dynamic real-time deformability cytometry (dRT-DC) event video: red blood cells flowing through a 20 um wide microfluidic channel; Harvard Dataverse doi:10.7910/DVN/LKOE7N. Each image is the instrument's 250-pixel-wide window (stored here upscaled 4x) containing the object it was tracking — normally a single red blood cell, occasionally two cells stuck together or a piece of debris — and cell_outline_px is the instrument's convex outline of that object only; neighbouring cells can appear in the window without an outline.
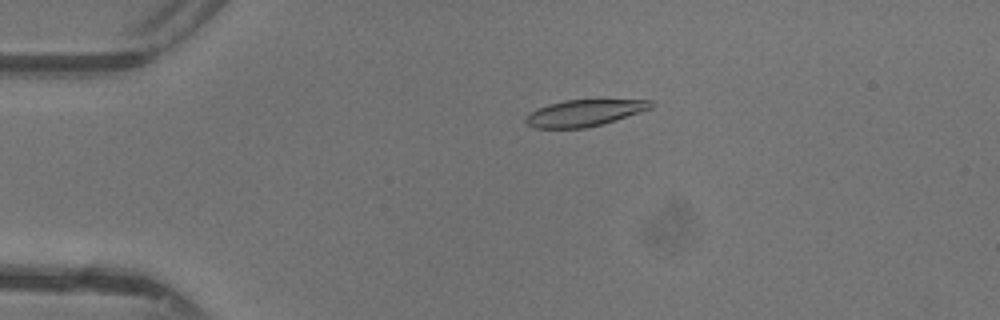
{"species": "common noctule bat (a hibernating species)", "species_latin": "Nyctalus noctula", "temperature_condition": "warm", "stored_images_in_passage": 48, "camera_frame_rate_fps": 3000, "um_per_image_px": 0.085, "animal": {"sex": "female"}, "frame": {"image": 1, "passage_image": 11, "time_ms": 3.333, "image_size_px": [1000, 320], "cell_outline_px": [[656, 104], [652, 108], [604, 124], [584, 128], [536, 128], [528, 124], [524, 120], [536, 108], [548, 104], [564, 100], [600, 96], [652, 100]], "centroid_in_image_um": [49.81, 9.52], "position_along_channel_um": 35.2, "area_um2": 20.58}}
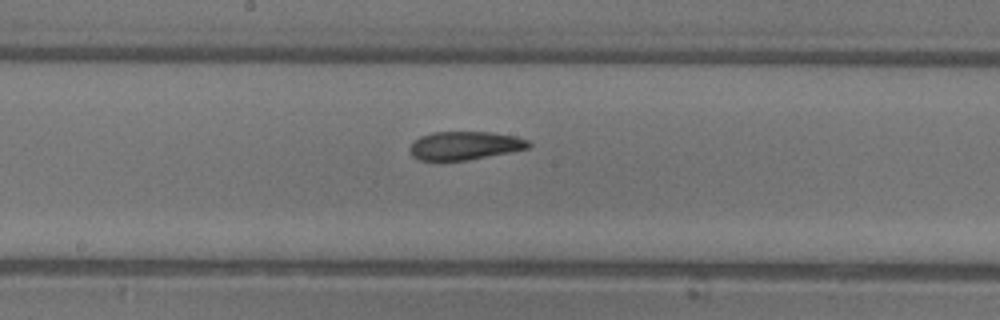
{"frame": {"image": 2, "passage_image": 26, "time_ms": 8.333, "image_size_px": [1000, 320], "cell_outline_px": [[532, 144], [528, 148], [512, 152], [468, 160], [420, 160], [412, 156], [408, 152], [408, 148], [412, 140], [420, 136], [432, 132], [488, 132], [516, 136], [528, 140]], "centroid_in_image_um": [39.47, 12.37], "position_along_channel_um": 208.7, "area_um2": 19.88}}
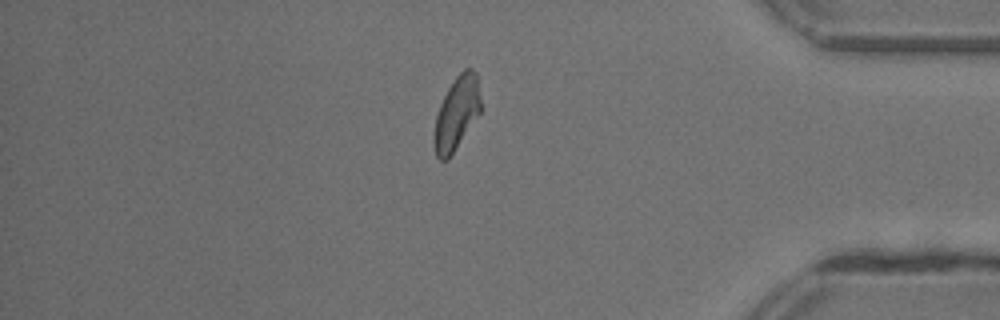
{"frame": {"image": 3, "passage_image": 41, "time_ms": 13.333, "image_size_px": [1000, 320], "cell_outline_px": [[480, 112], [448, 160], [440, 160], [436, 156], [432, 140], [432, 136], [436, 116], [440, 104], [448, 88], [456, 76], [464, 68], [472, 68], [476, 72], [480, 100]], "centroid_in_image_um": [38.78, 9.64], "position_along_channel_um": 396.4, "area_um2": 19.83}, "authors_computed_cell_mechanics": {"area_um2": 20.0566, "velocity_mm_per_s": 4.3736, "shape_relaxation_time_tau1_ms": 3.3194, "shape_relaxation_time_tau2_ms": 1.3852, "deformation_change_tau1": 0.1449, "deformation_change_tau2": 0.0771}}